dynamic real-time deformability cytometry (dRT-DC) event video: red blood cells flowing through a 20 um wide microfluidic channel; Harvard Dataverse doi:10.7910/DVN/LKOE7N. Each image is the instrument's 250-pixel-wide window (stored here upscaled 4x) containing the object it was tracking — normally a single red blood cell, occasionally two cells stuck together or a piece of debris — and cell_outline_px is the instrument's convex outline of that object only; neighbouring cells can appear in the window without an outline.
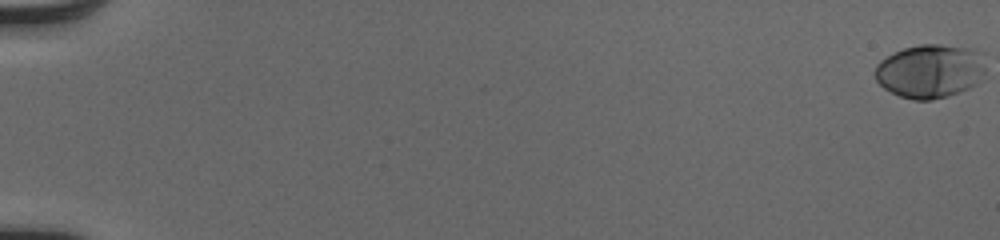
{"species": "human", "species_latin": "Homo sapiens", "temperature_condition": "cold", "stored_images_in_passage": 54, "camera_frame_rate_fps": 3000, "um_per_image_px": 0.085, "donor": {"sex": "male"}, "frame": {"image": 1, "passage_image": 1, "time_ms": 0.0, "image_size_px": [1000, 240], "cell_outline_px": [[984, 72], [980, 80], [976, 84], [968, 88], [948, 96], [932, 100], [912, 100], [900, 96], [884, 88], [876, 80], [876, 64], [880, 60], [904, 48], [920, 44], [940, 44], [968, 48], [976, 52], [984, 68]], "centroid_in_image_um": [79.01, 6.06], "position_along_channel_um": 6.0, "area_um2": 34.1}}
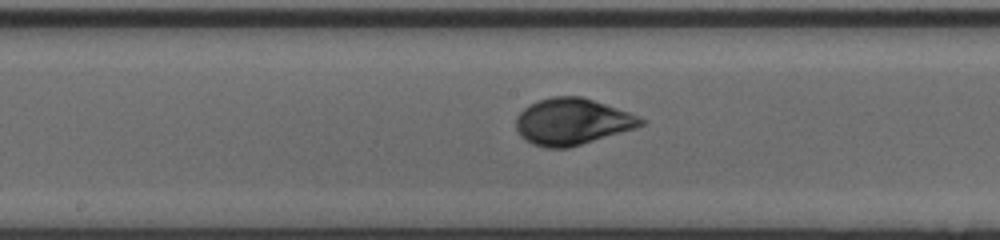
{"frame": {"image": 2, "passage_image": 31, "time_ms": 10.0, "image_size_px": [1000, 240], "cell_outline_px": [[648, 124], [636, 128], [568, 148], [544, 148], [532, 144], [524, 140], [520, 136], [516, 128], [516, 116], [528, 104], [552, 96], [580, 96], [628, 112], [648, 120]], "centroid_in_image_um": [48.63, 10.35], "position_along_channel_um": 199.6, "area_um2": 33.93}}
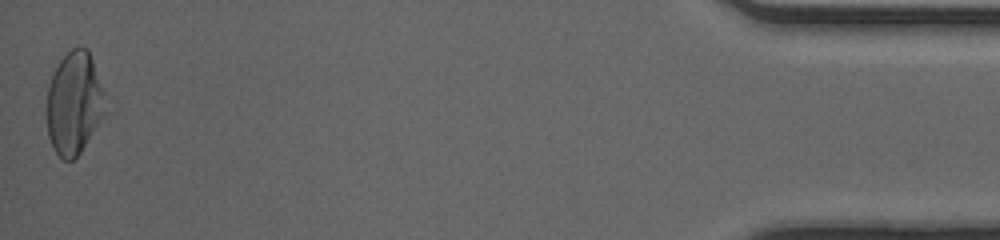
{"frame": {"image": 3, "passage_image": 54, "time_ms": 17.667, "image_size_px": [1000, 240], "cell_outline_px": [[104, 112], [80, 152], [72, 160], [64, 160], [52, 148], [48, 136], [44, 112], [44, 108], [48, 88], [52, 76], [60, 60], [72, 48], [88, 48], [92, 60], [100, 88]], "centroid_in_image_um": [6.19, 8.8], "position_along_channel_um": 429.0, "area_um2": 34.1}, "authors_computed_cell_mechanics": {"area_um2": 32.657, "velocity_mm_per_s": 4.0434, "shape_relaxation_time_tau1_ms": 3.1962, "shape_relaxation_time_tau2_ms": null, "deformation_change_tau1": 0.1652, "deformation_change_tau2": null}}